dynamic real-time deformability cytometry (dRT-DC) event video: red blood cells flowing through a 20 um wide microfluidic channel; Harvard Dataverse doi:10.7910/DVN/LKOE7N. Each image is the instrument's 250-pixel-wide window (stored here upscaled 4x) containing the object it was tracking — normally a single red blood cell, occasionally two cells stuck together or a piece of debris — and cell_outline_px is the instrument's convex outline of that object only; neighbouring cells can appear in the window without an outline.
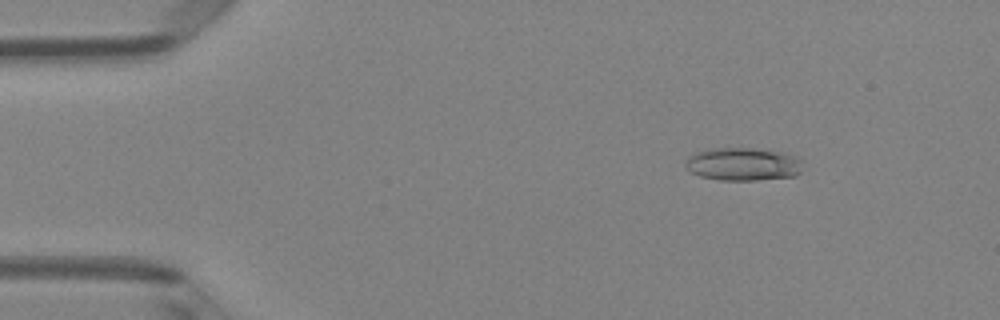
{"species": "Egyptian fruit bat (a non-hibernating species)", "species_latin": "Rousettus aegyptiacus", "temperature_condition": "room temperature", "stored_images_in_passage": 46, "camera_frame_rate_fps": 3000, "um_per_image_px": 0.085, "animal": {"sex": "female"}, "frame": {"image": 1, "passage_image": 4, "time_ms": 1.0, "image_size_px": [1000, 320], "cell_outline_px": [[804, 160], [800, 172], [796, 176], [756, 180], [720, 180], [700, 176], [692, 172], [684, 164], [688, 156], [704, 148], [752, 148], [784, 152], [796, 156]], "centroid_in_image_um": [63.18, 13.94], "position_along_channel_um": 21.8, "area_um2": 22.89}}
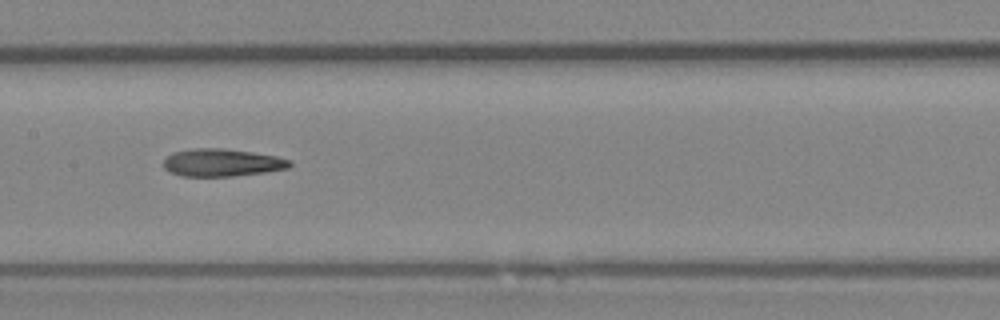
{"frame": {"image": 2, "passage_image": 22, "time_ms": 7.0, "image_size_px": [1000, 320], "cell_outline_px": [[292, 164], [288, 168], [264, 172], [232, 176], [184, 176], [172, 172], [164, 168], [164, 160], [172, 152], [192, 148], [224, 148], [252, 152], [276, 156], [292, 160]], "centroid_in_image_um": [18.88, 13.81], "position_along_channel_um": 188.5, "area_um2": 20.23}}
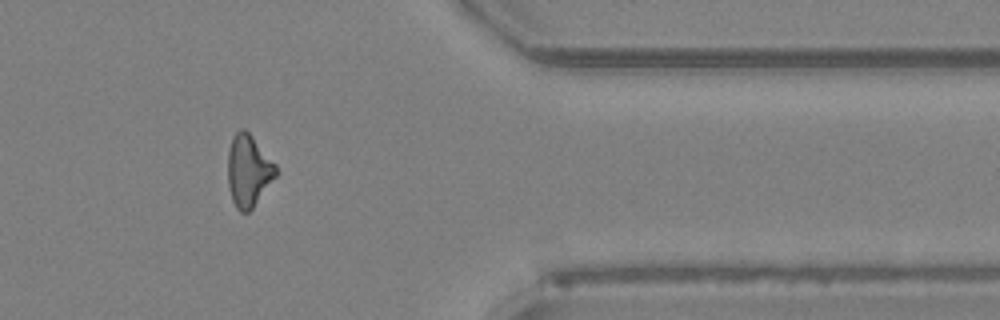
{"frame": {"image": 3, "passage_image": 38, "time_ms": 12.333, "image_size_px": [1000, 320], "cell_outline_px": [[276, 176], [252, 208], [248, 212], [240, 212], [236, 208], [232, 200], [228, 184], [228, 152], [232, 136], [240, 128], [244, 128], [252, 136], [276, 164]], "centroid_in_image_um": [21.1, 14.5], "position_along_channel_um": 390.3, "area_um2": 20.0}, "authors_computed_cell_mechanics": {"area_um2": 20.4034, "velocity_mm_per_s": 4.1325, "shape_relaxation_time_tau1_ms": 10.1892, "shape_relaxation_time_tau2_ms": 5.2472, "deformation_change_tau1": 0.2309, "deformation_change_tau2": 0.1826}}